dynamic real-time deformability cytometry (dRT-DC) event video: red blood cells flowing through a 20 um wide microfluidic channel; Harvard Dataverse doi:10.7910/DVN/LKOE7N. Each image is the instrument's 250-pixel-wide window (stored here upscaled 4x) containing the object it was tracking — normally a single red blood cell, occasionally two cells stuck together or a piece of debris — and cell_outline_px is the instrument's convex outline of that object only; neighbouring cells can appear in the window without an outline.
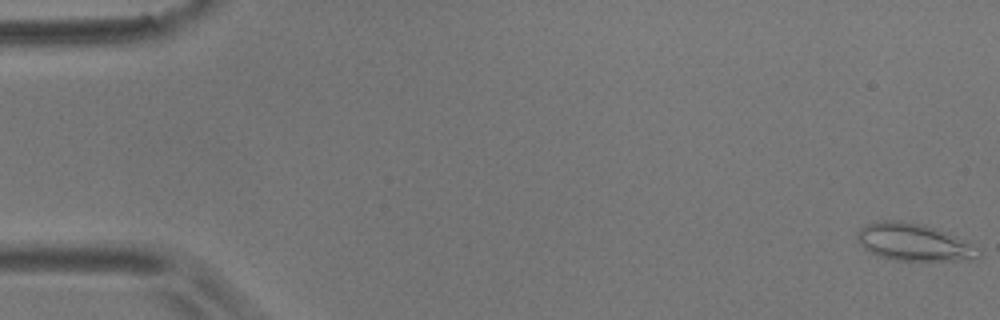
{"species": "common noctule bat (a hibernating species)", "species_latin": "Nyctalus noctula", "temperature_condition": "room temperature", "stored_images_in_passage": 11, "camera_frame_rate_fps": 3000, "um_per_image_px": 0.085, "animal": {"sex": "male", "body_mass_g": 17.9}, "frame": {"image": 1, "passage_image": 1, "time_ms": 0.0, "image_size_px": [1000, 320], "cell_outline_px": [[980, 256], [968, 260], [896, 260], [880, 256], [868, 252], [860, 244], [856, 236], [856, 232], [860, 228], [868, 224], [884, 220], [900, 220], [924, 224], [936, 228], [968, 244], [980, 252]], "centroid_in_image_um": [77.57, 20.58], "position_along_channel_um": 7.4, "area_um2": 25.78}}